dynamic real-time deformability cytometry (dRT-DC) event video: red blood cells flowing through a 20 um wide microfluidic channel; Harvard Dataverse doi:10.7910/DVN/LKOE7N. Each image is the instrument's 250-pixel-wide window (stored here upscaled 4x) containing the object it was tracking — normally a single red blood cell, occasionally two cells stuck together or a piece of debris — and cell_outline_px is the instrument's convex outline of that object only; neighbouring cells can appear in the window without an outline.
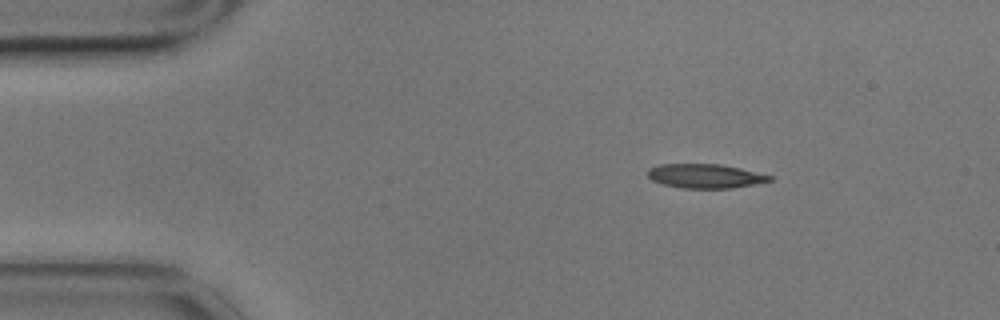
{"species": "common noctule bat (a hibernating species)", "species_latin": "Nyctalus noctula", "temperature_condition": "cold", "stored_images_in_passage": 4, "camera_frame_rate_fps": 3000, "um_per_image_px": 0.085, "animal": {"sex": "male", "body_mass_g": 17.9}, "frame": {"image": 1, "passage_image": 1, "time_ms": 0.0, "image_size_px": [1000, 320], "cell_outline_px": [[772, 180], [732, 188], [680, 188], [664, 184], [652, 180], [648, 176], [648, 168], [660, 164], [720, 164], [740, 168], [772, 176]], "centroid_in_image_um": [59.91, 14.96], "position_along_channel_um": 25.1, "area_um2": 16.99}}
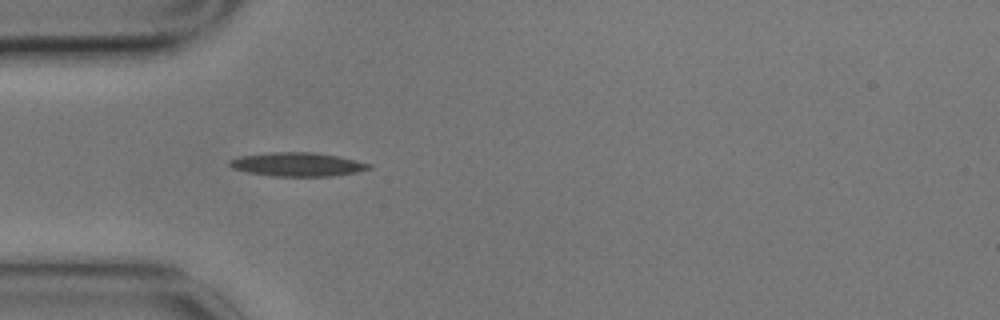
{"frame": {"image": 2, "passage_image": 3, "time_ms": 0.667, "image_size_px": [1000, 320], "cell_outline_px": [[372, 168], [356, 172], [332, 176], [272, 176], [248, 172], [232, 168], [228, 164], [228, 160], [240, 156], [272, 152], [312, 152], [336, 156], [372, 164]], "centroid_in_image_um": [25.26, 13.97], "position_along_channel_um": 59.7, "area_um2": 19.19}}